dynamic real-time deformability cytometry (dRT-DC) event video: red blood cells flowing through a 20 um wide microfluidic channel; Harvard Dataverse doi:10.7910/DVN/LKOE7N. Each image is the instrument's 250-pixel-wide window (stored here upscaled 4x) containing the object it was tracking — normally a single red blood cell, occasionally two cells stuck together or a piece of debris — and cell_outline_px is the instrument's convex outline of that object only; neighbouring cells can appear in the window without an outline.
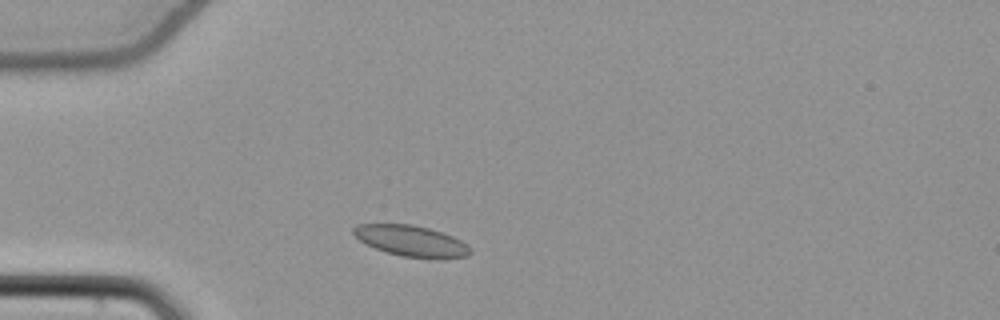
{"species": "common noctule bat (a hibernating species)", "species_latin": "Nyctalus noctula", "temperature_condition": "cold", "stored_images_in_passage": 36, "camera_frame_rate_fps": 3000, "um_per_image_px": 0.085, "animal": {"sex": "female", "body_mass_g": 22.7, "forearm_length_mm": 54.2}, "frame": {"image": 1, "passage_image": 2, "time_ms": 0.333, "image_size_px": [1000, 320], "cell_outline_px": [[472, 252], [468, 256], [444, 260], [436, 260], [400, 256], [376, 248], [360, 240], [352, 232], [352, 228], [356, 224], [412, 224], [428, 228], [452, 236], [460, 240]], "centroid_in_image_um": [34.98, 20.5], "position_along_channel_um": 50.0, "area_um2": 21.15}}
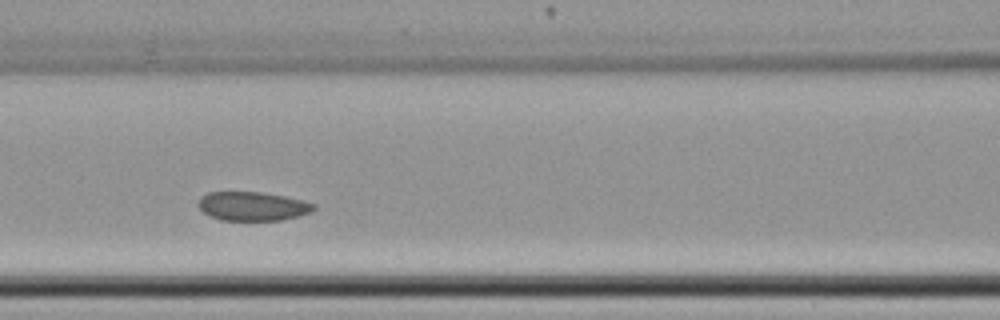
{"frame": {"image": 2, "passage_image": 11, "time_ms": 3.333, "image_size_px": [1000, 320], "cell_outline_px": [[316, 208], [312, 212], [280, 220], [220, 220], [208, 216], [196, 204], [200, 196], [208, 192], [264, 192], [304, 200], [316, 204]], "centroid_in_image_um": [21.45, 17.52], "position_along_channel_um": 145.1, "area_um2": 19.65}}
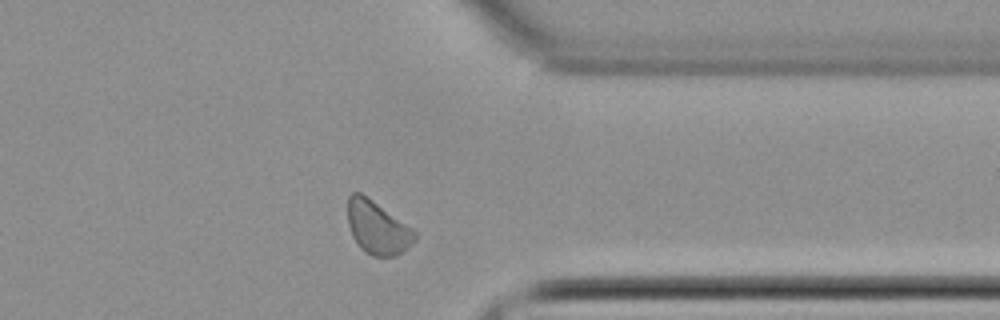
{"frame": {"image": 3, "passage_image": 30, "time_ms": 9.667, "image_size_px": [1000, 320], "cell_outline_px": [[416, 240], [396, 256], [372, 256], [364, 252], [360, 248], [352, 236], [348, 224], [348, 196], [352, 192], [360, 192], [368, 196], [412, 228], [416, 232]], "centroid_in_image_um": [32.06, 19.34], "position_along_channel_um": 379.3, "area_um2": 20.81}, "authors_computed_cell_mechanics": {"area_um2": 20.7791, "velocity_mm_per_s": 3.7704, "shape_relaxation_time_tau1_ms": null, "shape_relaxation_time_tau2_ms": 5.8749, "deformation_change_tau1": null, "deformation_change_tau2": 0.0661}}